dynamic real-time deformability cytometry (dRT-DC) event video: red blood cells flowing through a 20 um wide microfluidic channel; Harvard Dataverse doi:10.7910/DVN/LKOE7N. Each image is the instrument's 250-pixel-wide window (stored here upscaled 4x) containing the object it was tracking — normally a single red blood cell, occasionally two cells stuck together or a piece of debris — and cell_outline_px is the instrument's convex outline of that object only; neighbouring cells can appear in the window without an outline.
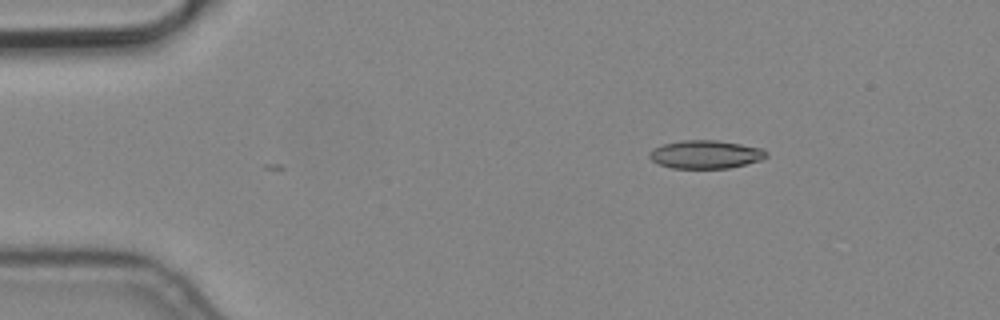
{"species": "common noctule bat (a hibernating species)", "species_latin": "Nyctalus noctula", "temperature_condition": "cold", "stored_images_in_passage": 3, "camera_frame_rate_fps": 3000, "um_per_image_px": 0.085, "animal": {"sex": "male", "body_mass_g": 19.2, "forearm_length_mm": 51.8}, "frame": {"image": 1, "passage_image": 3, "time_ms": 0.667, "image_size_px": [1000, 320], "cell_outline_px": [[768, 156], [764, 160], [728, 168], [672, 168], [660, 164], [652, 160], [648, 156], [648, 152], [664, 144], [680, 140], [716, 140], [764, 148], [768, 152]], "centroid_in_image_um": [60.03, 13.12], "position_along_channel_um": 25.0, "area_um2": 19.31}}